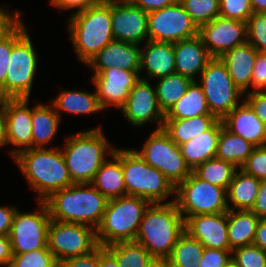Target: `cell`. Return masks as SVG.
Listing matches in <instances>:
<instances>
[{"label":"cell","mask_w":266,"mask_h":267,"mask_svg":"<svg viewBox=\"0 0 266 267\" xmlns=\"http://www.w3.org/2000/svg\"><path fill=\"white\" fill-rule=\"evenodd\" d=\"M13 161L30 188L38 193V201H44L52 193L74 184L59 146L28 149L19 153Z\"/></svg>","instance_id":"obj_1"},{"label":"cell","mask_w":266,"mask_h":267,"mask_svg":"<svg viewBox=\"0 0 266 267\" xmlns=\"http://www.w3.org/2000/svg\"><path fill=\"white\" fill-rule=\"evenodd\" d=\"M52 220L99 227L108 199L91 183H74L46 200Z\"/></svg>","instance_id":"obj_2"},{"label":"cell","mask_w":266,"mask_h":267,"mask_svg":"<svg viewBox=\"0 0 266 267\" xmlns=\"http://www.w3.org/2000/svg\"><path fill=\"white\" fill-rule=\"evenodd\" d=\"M184 232L185 220L175 201L152 203L145 210L134 241L152 257L168 258Z\"/></svg>","instance_id":"obj_3"},{"label":"cell","mask_w":266,"mask_h":267,"mask_svg":"<svg viewBox=\"0 0 266 267\" xmlns=\"http://www.w3.org/2000/svg\"><path fill=\"white\" fill-rule=\"evenodd\" d=\"M115 148L106 139L101 126L67 136L61 150L72 182L91 183Z\"/></svg>","instance_id":"obj_4"},{"label":"cell","mask_w":266,"mask_h":267,"mask_svg":"<svg viewBox=\"0 0 266 267\" xmlns=\"http://www.w3.org/2000/svg\"><path fill=\"white\" fill-rule=\"evenodd\" d=\"M67 28L79 60L90 59L114 39L111 26V0H101L84 11L71 14Z\"/></svg>","instance_id":"obj_5"},{"label":"cell","mask_w":266,"mask_h":267,"mask_svg":"<svg viewBox=\"0 0 266 267\" xmlns=\"http://www.w3.org/2000/svg\"><path fill=\"white\" fill-rule=\"evenodd\" d=\"M151 203L136 196H123L108 200L96 239L106 247L117 242L134 241L145 210Z\"/></svg>","instance_id":"obj_6"},{"label":"cell","mask_w":266,"mask_h":267,"mask_svg":"<svg viewBox=\"0 0 266 267\" xmlns=\"http://www.w3.org/2000/svg\"><path fill=\"white\" fill-rule=\"evenodd\" d=\"M121 165L126 195L142 197L151 204L175 201L176 187L158 169L147 164L133 149L121 148ZM171 196L172 201H168V197Z\"/></svg>","instance_id":"obj_7"},{"label":"cell","mask_w":266,"mask_h":267,"mask_svg":"<svg viewBox=\"0 0 266 267\" xmlns=\"http://www.w3.org/2000/svg\"><path fill=\"white\" fill-rule=\"evenodd\" d=\"M175 203L184 220L189 216L229 210L227 190L198 178L193 172L176 186Z\"/></svg>","instance_id":"obj_8"},{"label":"cell","mask_w":266,"mask_h":267,"mask_svg":"<svg viewBox=\"0 0 266 267\" xmlns=\"http://www.w3.org/2000/svg\"><path fill=\"white\" fill-rule=\"evenodd\" d=\"M27 33L26 31L12 46L6 80L0 87L5 99H30L38 69V55Z\"/></svg>","instance_id":"obj_9"},{"label":"cell","mask_w":266,"mask_h":267,"mask_svg":"<svg viewBox=\"0 0 266 267\" xmlns=\"http://www.w3.org/2000/svg\"><path fill=\"white\" fill-rule=\"evenodd\" d=\"M147 164L158 169L176 187L192 170L169 134L163 129H154L139 151L132 148Z\"/></svg>","instance_id":"obj_10"},{"label":"cell","mask_w":266,"mask_h":267,"mask_svg":"<svg viewBox=\"0 0 266 267\" xmlns=\"http://www.w3.org/2000/svg\"><path fill=\"white\" fill-rule=\"evenodd\" d=\"M198 79L210 113L218 119L222 120L241 103L239 102L241 99L244 100V93L234 84L226 65L220 58H213Z\"/></svg>","instance_id":"obj_11"},{"label":"cell","mask_w":266,"mask_h":267,"mask_svg":"<svg viewBox=\"0 0 266 267\" xmlns=\"http://www.w3.org/2000/svg\"><path fill=\"white\" fill-rule=\"evenodd\" d=\"M47 242L57 263L88 255L99 247L96 230L91 226L52 219L48 226Z\"/></svg>","instance_id":"obj_12"},{"label":"cell","mask_w":266,"mask_h":267,"mask_svg":"<svg viewBox=\"0 0 266 267\" xmlns=\"http://www.w3.org/2000/svg\"><path fill=\"white\" fill-rule=\"evenodd\" d=\"M38 209L20 212L17 208L9 234L13 254H25L37 249L48 248V226L51 221L44 201H37Z\"/></svg>","instance_id":"obj_13"},{"label":"cell","mask_w":266,"mask_h":267,"mask_svg":"<svg viewBox=\"0 0 266 267\" xmlns=\"http://www.w3.org/2000/svg\"><path fill=\"white\" fill-rule=\"evenodd\" d=\"M199 27L180 2L148 13L149 40L176 43L198 35Z\"/></svg>","instance_id":"obj_14"},{"label":"cell","mask_w":266,"mask_h":267,"mask_svg":"<svg viewBox=\"0 0 266 267\" xmlns=\"http://www.w3.org/2000/svg\"><path fill=\"white\" fill-rule=\"evenodd\" d=\"M198 36L213 58H220L225 52L247 42L246 22L216 17L202 24Z\"/></svg>","instance_id":"obj_15"},{"label":"cell","mask_w":266,"mask_h":267,"mask_svg":"<svg viewBox=\"0 0 266 267\" xmlns=\"http://www.w3.org/2000/svg\"><path fill=\"white\" fill-rule=\"evenodd\" d=\"M100 105L120 109L128 99L131 89L141 80L140 71H129L111 67L101 73H92Z\"/></svg>","instance_id":"obj_16"},{"label":"cell","mask_w":266,"mask_h":267,"mask_svg":"<svg viewBox=\"0 0 266 267\" xmlns=\"http://www.w3.org/2000/svg\"><path fill=\"white\" fill-rule=\"evenodd\" d=\"M111 26L117 41L143 45L149 40L148 13L129 0H111Z\"/></svg>","instance_id":"obj_17"},{"label":"cell","mask_w":266,"mask_h":267,"mask_svg":"<svg viewBox=\"0 0 266 267\" xmlns=\"http://www.w3.org/2000/svg\"><path fill=\"white\" fill-rule=\"evenodd\" d=\"M150 80L141 79L130 91L128 99L120 108L122 115L132 126L139 128L152 122L156 129L163 128L165 114L159 107L155 86Z\"/></svg>","instance_id":"obj_18"},{"label":"cell","mask_w":266,"mask_h":267,"mask_svg":"<svg viewBox=\"0 0 266 267\" xmlns=\"http://www.w3.org/2000/svg\"><path fill=\"white\" fill-rule=\"evenodd\" d=\"M4 121L7 144L14 147L9 150L12 158L32 149V107L29 106V98L5 99Z\"/></svg>","instance_id":"obj_19"},{"label":"cell","mask_w":266,"mask_h":267,"mask_svg":"<svg viewBox=\"0 0 266 267\" xmlns=\"http://www.w3.org/2000/svg\"><path fill=\"white\" fill-rule=\"evenodd\" d=\"M227 230L228 212L199 214L185 220V231L204 248L230 250Z\"/></svg>","instance_id":"obj_20"},{"label":"cell","mask_w":266,"mask_h":267,"mask_svg":"<svg viewBox=\"0 0 266 267\" xmlns=\"http://www.w3.org/2000/svg\"><path fill=\"white\" fill-rule=\"evenodd\" d=\"M141 45L113 40L97 52L86 64L93 73H101L111 67L140 71Z\"/></svg>","instance_id":"obj_21"},{"label":"cell","mask_w":266,"mask_h":267,"mask_svg":"<svg viewBox=\"0 0 266 267\" xmlns=\"http://www.w3.org/2000/svg\"><path fill=\"white\" fill-rule=\"evenodd\" d=\"M144 71L141 79L150 81L175 73L174 43L147 40L140 48V73Z\"/></svg>","instance_id":"obj_22"},{"label":"cell","mask_w":266,"mask_h":267,"mask_svg":"<svg viewBox=\"0 0 266 267\" xmlns=\"http://www.w3.org/2000/svg\"><path fill=\"white\" fill-rule=\"evenodd\" d=\"M222 122L227 130L254 146L266 145V127L245 100L227 114Z\"/></svg>","instance_id":"obj_23"},{"label":"cell","mask_w":266,"mask_h":267,"mask_svg":"<svg viewBox=\"0 0 266 267\" xmlns=\"http://www.w3.org/2000/svg\"><path fill=\"white\" fill-rule=\"evenodd\" d=\"M175 70L192 81L198 80L205 66L213 59L201 38L196 37L174 43Z\"/></svg>","instance_id":"obj_24"},{"label":"cell","mask_w":266,"mask_h":267,"mask_svg":"<svg viewBox=\"0 0 266 267\" xmlns=\"http://www.w3.org/2000/svg\"><path fill=\"white\" fill-rule=\"evenodd\" d=\"M258 52L254 46L246 42L225 52L220 57V60L226 65L234 84L244 94L251 92L249 88Z\"/></svg>","instance_id":"obj_25"},{"label":"cell","mask_w":266,"mask_h":267,"mask_svg":"<svg viewBox=\"0 0 266 267\" xmlns=\"http://www.w3.org/2000/svg\"><path fill=\"white\" fill-rule=\"evenodd\" d=\"M223 126L222 120L219 119L209 130L179 145L181 154L192 171L201 163L216 157L218 139Z\"/></svg>","instance_id":"obj_26"},{"label":"cell","mask_w":266,"mask_h":267,"mask_svg":"<svg viewBox=\"0 0 266 267\" xmlns=\"http://www.w3.org/2000/svg\"><path fill=\"white\" fill-rule=\"evenodd\" d=\"M94 175L91 184L108 200L126 196V187L121 165V148H115Z\"/></svg>","instance_id":"obj_27"},{"label":"cell","mask_w":266,"mask_h":267,"mask_svg":"<svg viewBox=\"0 0 266 267\" xmlns=\"http://www.w3.org/2000/svg\"><path fill=\"white\" fill-rule=\"evenodd\" d=\"M74 89L61 90L58 96L50 102L60 118L63 111L75 115L95 114L104 111L100 105L96 89L92 93H88L86 89L81 91Z\"/></svg>","instance_id":"obj_28"},{"label":"cell","mask_w":266,"mask_h":267,"mask_svg":"<svg viewBox=\"0 0 266 267\" xmlns=\"http://www.w3.org/2000/svg\"><path fill=\"white\" fill-rule=\"evenodd\" d=\"M61 118L54 107L37 103L32 107V148H47L54 140L60 126Z\"/></svg>","instance_id":"obj_29"},{"label":"cell","mask_w":266,"mask_h":267,"mask_svg":"<svg viewBox=\"0 0 266 267\" xmlns=\"http://www.w3.org/2000/svg\"><path fill=\"white\" fill-rule=\"evenodd\" d=\"M259 186V179L238 168L227 190L228 208L230 210H251Z\"/></svg>","instance_id":"obj_30"},{"label":"cell","mask_w":266,"mask_h":267,"mask_svg":"<svg viewBox=\"0 0 266 267\" xmlns=\"http://www.w3.org/2000/svg\"><path fill=\"white\" fill-rule=\"evenodd\" d=\"M259 217L250 210H228L230 250L253 244Z\"/></svg>","instance_id":"obj_31"},{"label":"cell","mask_w":266,"mask_h":267,"mask_svg":"<svg viewBox=\"0 0 266 267\" xmlns=\"http://www.w3.org/2000/svg\"><path fill=\"white\" fill-rule=\"evenodd\" d=\"M218 120L213 114L188 119H164L163 129L179 146L209 130Z\"/></svg>","instance_id":"obj_32"},{"label":"cell","mask_w":266,"mask_h":267,"mask_svg":"<svg viewBox=\"0 0 266 267\" xmlns=\"http://www.w3.org/2000/svg\"><path fill=\"white\" fill-rule=\"evenodd\" d=\"M211 114L201 85L192 81L186 94L165 114V119H188Z\"/></svg>","instance_id":"obj_33"},{"label":"cell","mask_w":266,"mask_h":267,"mask_svg":"<svg viewBox=\"0 0 266 267\" xmlns=\"http://www.w3.org/2000/svg\"><path fill=\"white\" fill-rule=\"evenodd\" d=\"M255 147L251 142L231 133L223 126L218 139L216 158L231 162L240 168Z\"/></svg>","instance_id":"obj_34"},{"label":"cell","mask_w":266,"mask_h":267,"mask_svg":"<svg viewBox=\"0 0 266 267\" xmlns=\"http://www.w3.org/2000/svg\"><path fill=\"white\" fill-rule=\"evenodd\" d=\"M155 82L156 97L160 109L166 114L174 104L186 94L188 86L192 80L179 73L160 77Z\"/></svg>","instance_id":"obj_35"},{"label":"cell","mask_w":266,"mask_h":267,"mask_svg":"<svg viewBox=\"0 0 266 267\" xmlns=\"http://www.w3.org/2000/svg\"><path fill=\"white\" fill-rule=\"evenodd\" d=\"M203 252L204 246L185 231L167 259L170 267H200Z\"/></svg>","instance_id":"obj_36"},{"label":"cell","mask_w":266,"mask_h":267,"mask_svg":"<svg viewBox=\"0 0 266 267\" xmlns=\"http://www.w3.org/2000/svg\"><path fill=\"white\" fill-rule=\"evenodd\" d=\"M237 169L233 163L215 157L201 163L192 172L198 178L228 190Z\"/></svg>","instance_id":"obj_37"},{"label":"cell","mask_w":266,"mask_h":267,"mask_svg":"<svg viewBox=\"0 0 266 267\" xmlns=\"http://www.w3.org/2000/svg\"><path fill=\"white\" fill-rule=\"evenodd\" d=\"M117 260L118 267H146L152 256L135 241L117 242L105 247Z\"/></svg>","instance_id":"obj_38"},{"label":"cell","mask_w":266,"mask_h":267,"mask_svg":"<svg viewBox=\"0 0 266 267\" xmlns=\"http://www.w3.org/2000/svg\"><path fill=\"white\" fill-rule=\"evenodd\" d=\"M180 3L198 27L219 16V0H180Z\"/></svg>","instance_id":"obj_39"},{"label":"cell","mask_w":266,"mask_h":267,"mask_svg":"<svg viewBox=\"0 0 266 267\" xmlns=\"http://www.w3.org/2000/svg\"><path fill=\"white\" fill-rule=\"evenodd\" d=\"M26 31V25H24V22L20 19L0 38V87L6 80L12 46Z\"/></svg>","instance_id":"obj_40"},{"label":"cell","mask_w":266,"mask_h":267,"mask_svg":"<svg viewBox=\"0 0 266 267\" xmlns=\"http://www.w3.org/2000/svg\"><path fill=\"white\" fill-rule=\"evenodd\" d=\"M8 267H58V263L53 253L46 248L25 254H13Z\"/></svg>","instance_id":"obj_41"},{"label":"cell","mask_w":266,"mask_h":267,"mask_svg":"<svg viewBox=\"0 0 266 267\" xmlns=\"http://www.w3.org/2000/svg\"><path fill=\"white\" fill-rule=\"evenodd\" d=\"M247 42L266 53V13H252L246 22Z\"/></svg>","instance_id":"obj_42"},{"label":"cell","mask_w":266,"mask_h":267,"mask_svg":"<svg viewBox=\"0 0 266 267\" xmlns=\"http://www.w3.org/2000/svg\"><path fill=\"white\" fill-rule=\"evenodd\" d=\"M231 259L238 267H266V251L254 244L232 250Z\"/></svg>","instance_id":"obj_43"},{"label":"cell","mask_w":266,"mask_h":267,"mask_svg":"<svg viewBox=\"0 0 266 267\" xmlns=\"http://www.w3.org/2000/svg\"><path fill=\"white\" fill-rule=\"evenodd\" d=\"M250 0H219V16L247 22L252 14Z\"/></svg>","instance_id":"obj_44"},{"label":"cell","mask_w":266,"mask_h":267,"mask_svg":"<svg viewBox=\"0 0 266 267\" xmlns=\"http://www.w3.org/2000/svg\"><path fill=\"white\" fill-rule=\"evenodd\" d=\"M240 169L260 181L266 180V145L255 147Z\"/></svg>","instance_id":"obj_45"},{"label":"cell","mask_w":266,"mask_h":267,"mask_svg":"<svg viewBox=\"0 0 266 267\" xmlns=\"http://www.w3.org/2000/svg\"><path fill=\"white\" fill-rule=\"evenodd\" d=\"M251 92L266 91V53L258 52L252 72Z\"/></svg>","instance_id":"obj_46"},{"label":"cell","mask_w":266,"mask_h":267,"mask_svg":"<svg viewBox=\"0 0 266 267\" xmlns=\"http://www.w3.org/2000/svg\"><path fill=\"white\" fill-rule=\"evenodd\" d=\"M231 259V250L204 248L200 267H223Z\"/></svg>","instance_id":"obj_47"},{"label":"cell","mask_w":266,"mask_h":267,"mask_svg":"<svg viewBox=\"0 0 266 267\" xmlns=\"http://www.w3.org/2000/svg\"><path fill=\"white\" fill-rule=\"evenodd\" d=\"M244 100L266 127V91H254L244 94Z\"/></svg>","instance_id":"obj_48"},{"label":"cell","mask_w":266,"mask_h":267,"mask_svg":"<svg viewBox=\"0 0 266 267\" xmlns=\"http://www.w3.org/2000/svg\"><path fill=\"white\" fill-rule=\"evenodd\" d=\"M58 267H100V246L88 255L63 260Z\"/></svg>","instance_id":"obj_49"},{"label":"cell","mask_w":266,"mask_h":267,"mask_svg":"<svg viewBox=\"0 0 266 267\" xmlns=\"http://www.w3.org/2000/svg\"><path fill=\"white\" fill-rule=\"evenodd\" d=\"M101 0H50V4L60 11L74 10L72 14L84 11Z\"/></svg>","instance_id":"obj_50"},{"label":"cell","mask_w":266,"mask_h":267,"mask_svg":"<svg viewBox=\"0 0 266 267\" xmlns=\"http://www.w3.org/2000/svg\"><path fill=\"white\" fill-rule=\"evenodd\" d=\"M5 8L3 5L0 7V38L21 19V12L15 10L10 13L9 7Z\"/></svg>","instance_id":"obj_51"},{"label":"cell","mask_w":266,"mask_h":267,"mask_svg":"<svg viewBox=\"0 0 266 267\" xmlns=\"http://www.w3.org/2000/svg\"><path fill=\"white\" fill-rule=\"evenodd\" d=\"M250 211L254 212L260 219H266V180L260 181L259 190Z\"/></svg>","instance_id":"obj_52"},{"label":"cell","mask_w":266,"mask_h":267,"mask_svg":"<svg viewBox=\"0 0 266 267\" xmlns=\"http://www.w3.org/2000/svg\"><path fill=\"white\" fill-rule=\"evenodd\" d=\"M133 5L149 13L160 10L168 5L180 2V0H129Z\"/></svg>","instance_id":"obj_53"},{"label":"cell","mask_w":266,"mask_h":267,"mask_svg":"<svg viewBox=\"0 0 266 267\" xmlns=\"http://www.w3.org/2000/svg\"><path fill=\"white\" fill-rule=\"evenodd\" d=\"M16 207L0 206V235H9L13 222V217L16 211Z\"/></svg>","instance_id":"obj_54"},{"label":"cell","mask_w":266,"mask_h":267,"mask_svg":"<svg viewBox=\"0 0 266 267\" xmlns=\"http://www.w3.org/2000/svg\"><path fill=\"white\" fill-rule=\"evenodd\" d=\"M13 257L9 235H0V266L8 267Z\"/></svg>","instance_id":"obj_55"},{"label":"cell","mask_w":266,"mask_h":267,"mask_svg":"<svg viewBox=\"0 0 266 267\" xmlns=\"http://www.w3.org/2000/svg\"><path fill=\"white\" fill-rule=\"evenodd\" d=\"M253 244L266 251V219H259Z\"/></svg>","instance_id":"obj_56"},{"label":"cell","mask_w":266,"mask_h":267,"mask_svg":"<svg viewBox=\"0 0 266 267\" xmlns=\"http://www.w3.org/2000/svg\"><path fill=\"white\" fill-rule=\"evenodd\" d=\"M100 267H118L115 257L102 246H100Z\"/></svg>","instance_id":"obj_57"},{"label":"cell","mask_w":266,"mask_h":267,"mask_svg":"<svg viewBox=\"0 0 266 267\" xmlns=\"http://www.w3.org/2000/svg\"><path fill=\"white\" fill-rule=\"evenodd\" d=\"M8 146L4 121V101H0V149Z\"/></svg>","instance_id":"obj_58"},{"label":"cell","mask_w":266,"mask_h":267,"mask_svg":"<svg viewBox=\"0 0 266 267\" xmlns=\"http://www.w3.org/2000/svg\"><path fill=\"white\" fill-rule=\"evenodd\" d=\"M253 13H266V0H250Z\"/></svg>","instance_id":"obj_59"},{"label":"cell","mask_w":266,"mask_h":267,"mask_svg":"<svg viewBox=\"0 0 266 267\" xmlns=\"http://www.w3.org/2000/svg\"><path fill=\"white\" fill-rule=\"evenodd\" d=\"M146 267H170L167 258L152 257Z\"/></svg>","instance_id":"obj_60"},{"label":"cell","mask_w":266,"mask_h":267,"mask_svg":"<svg viewBox=\"0 0 266 267\" xmlns=\"http://www.w3.org/2000/svg\"><path fill=\"white\" fill-rule=\"evenodd\" d=\"M223 267H238V266L232 259H230Z\"/></svg>","instance_id":"obj_61"},{"label":"cell","mask_w":266,"mask_h":267,"mask_svg":"<svg viewBox=\"0 0 266 267\" xmlns=\"http://www.w3.org/2000/svg\"><path fill=\"white\" fill-rule=\"evenodd\" d=\"M5 100V98H4V96H3V94L1 93V90H0V101H4Z\"/></svg>","instance_id":"obj_62"}]
</instances>
